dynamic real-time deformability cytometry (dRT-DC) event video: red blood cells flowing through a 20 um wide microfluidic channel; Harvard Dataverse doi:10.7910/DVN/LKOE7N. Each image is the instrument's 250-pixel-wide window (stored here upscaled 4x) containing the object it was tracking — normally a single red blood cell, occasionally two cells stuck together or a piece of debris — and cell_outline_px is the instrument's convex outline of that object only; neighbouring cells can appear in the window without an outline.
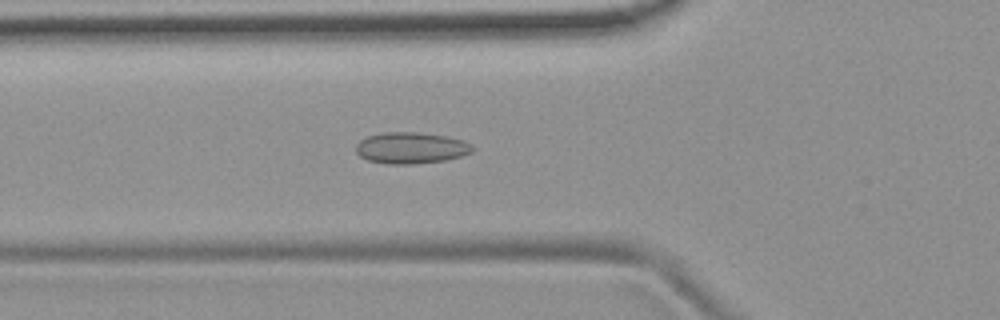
{"species": "common noctule bat (a hibernating species)", "species_latin": "Nyctalus noctula", "temperature_condition": "room temperature", "stored_images_in_passage": 41, "camera_frame_rate_fps": 3000, "um_per_image_px": 0.085, "animal": {"sex": "female", "body_mass_g": 19.9}, "frame": {"image": 1, "passage_image": 11, "time_ms": 3.333, "image_size_px": [1000, 320], "cell_outline_px": [[472, 152], [460, 156], [444, 160], [412, 164], [388, 164], [368, 160], [360, 156], [356, 152], [356, 144], [360, 140], [368, 136], [384, 132], [420, 132], [448, 136], [464, 140], [472, 144]], "centroid_in_image_um": [34.93, 12.56], "position_along_channel_um": 90.9, "area_um2": 21.33}}
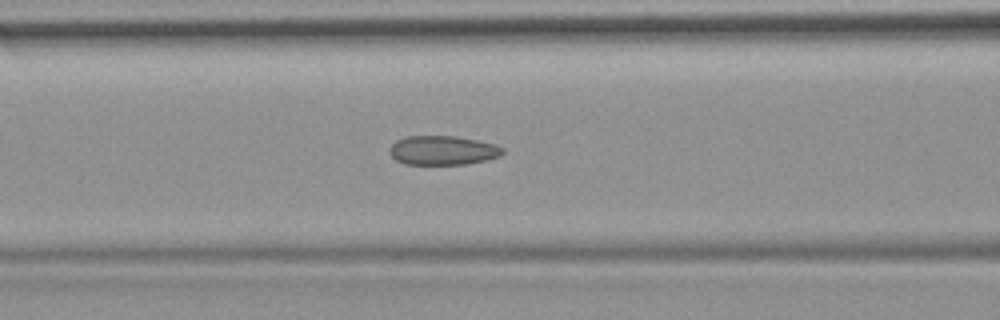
{"frame": {"image": 2, "passage_image": 14, "time_ms": 4.333, "image_size_px": [1000, 320], "cell_outline_px": [[504, 152], [500, 156], [484, 160], [464, 164], [404, 164], [396, 160], [388, 152], [388, 148], [396, 140], [404, 136], [456, 136], [496, 144], [504, 148]], "centroid_in_image_um": [37.6, 12.77], "position_along_channel_um": 129.0, "area_um2": 19.31}}
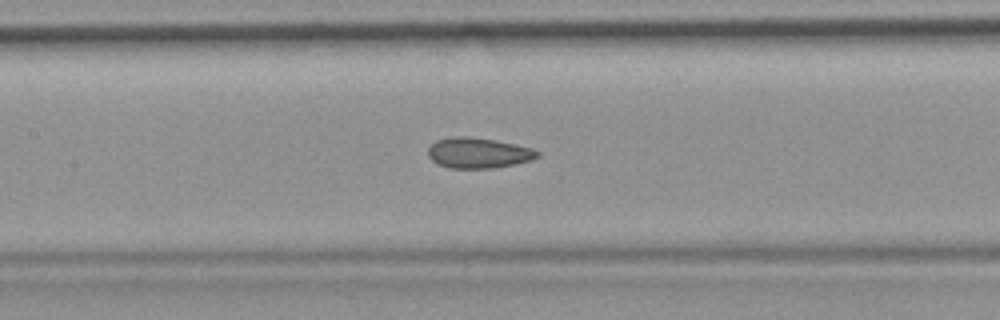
{"frame": {"image": 3, "passage_image": 17, "time_ms": 5.333, "image_size_px": [1000, 320], "cell_outline_px": [[540, 156], [532, 160], [492, 168], [452, 168], [440, 164], [432, 160], [428, 156], [428, 148], [436, 140], [456, 136], [468, 136], [496, 140], [532, 148], [540, 152]], "centroid_in_image_um": [40.67, 12.99], "position_along_channel_um": 166.7, "area_um2": 19.31}, "authors_computed_cell_mechanics": {"area_um2": 19.652, "velocity_mm_per_s": 3.7697, "shape_relaxation_time_tau1_ms": null, "shape_relaxation_time_tau2_ms": 1.6987, "deformation_change_tau1": null, "deformation_change_tau2": 0.0727}}